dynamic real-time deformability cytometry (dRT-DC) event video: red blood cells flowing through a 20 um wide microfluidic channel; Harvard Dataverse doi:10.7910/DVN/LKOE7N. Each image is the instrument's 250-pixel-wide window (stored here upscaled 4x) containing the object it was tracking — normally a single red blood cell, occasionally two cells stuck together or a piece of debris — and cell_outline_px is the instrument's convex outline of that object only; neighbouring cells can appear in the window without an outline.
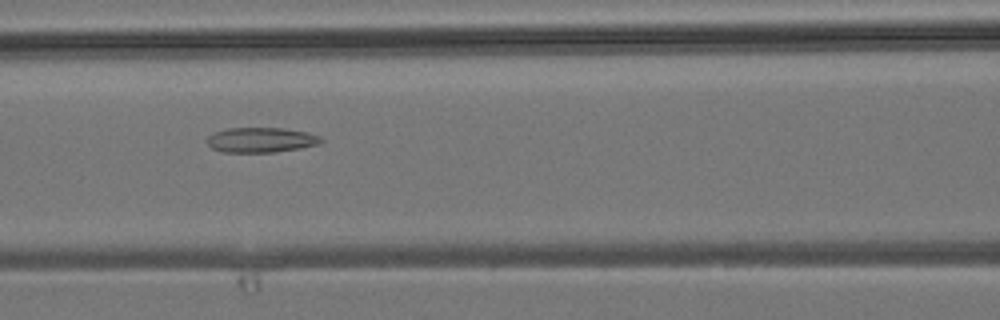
{"species": "common noctule bat (a hibernating species)", "species_latin": "Nyctalus noctula", "temperature_condition": "room temperature", "stored_images_in_passage": 7, "camera_frame_rate_fps": 3000, "um_per_image_px": 0.085, "animal": {"sex": "male", "body_mass_g": 19.2, "forearm_length_mm": 51.8}, "frame": {"image": 1, "passage_image": 6, "time_ms": 5.667, "image_size_px": [1000, 320], "cell_outline_px": [[324, 140], [320, 144], [300, 148], [272, 152], [224, 152], [212, 148], [204, 140], [208, 136], [216, 132], [228, 128], [284, 128], [308, 132], [320, 136]], "centroid_in_image_um": [22.2, 11.89], "position_along_channel_um": 144.4, "area_um2": 16.65}}
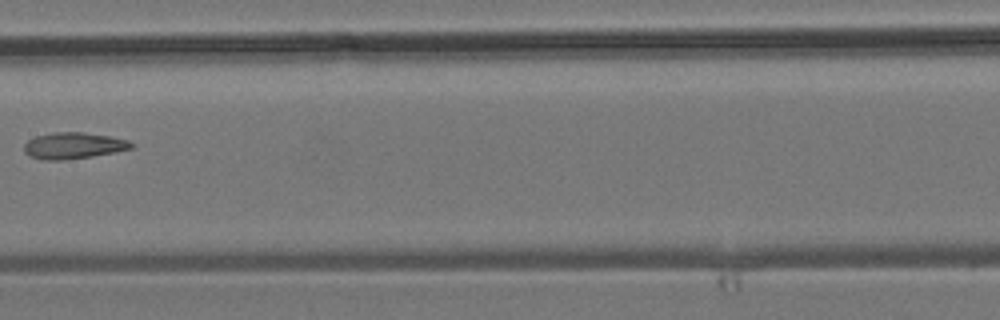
{"frame": {"image": 2, "passage_image": 7, "time_ms": 7.0, "image_size_px": [1000, 320], "cell_outline_px": [[136, 148], [92, 156], [60, 160], [44, 160], [28, 156], [24, 152], [24, 144], [28, 140], [36, 136], [56, 132], [84, 132], [108, 136], [128, 140], [136, 144]], "centroid_in_image_um": [6.27, 12.38], "position_along_channel_um": 201.1, "area_um2": 16.53}}